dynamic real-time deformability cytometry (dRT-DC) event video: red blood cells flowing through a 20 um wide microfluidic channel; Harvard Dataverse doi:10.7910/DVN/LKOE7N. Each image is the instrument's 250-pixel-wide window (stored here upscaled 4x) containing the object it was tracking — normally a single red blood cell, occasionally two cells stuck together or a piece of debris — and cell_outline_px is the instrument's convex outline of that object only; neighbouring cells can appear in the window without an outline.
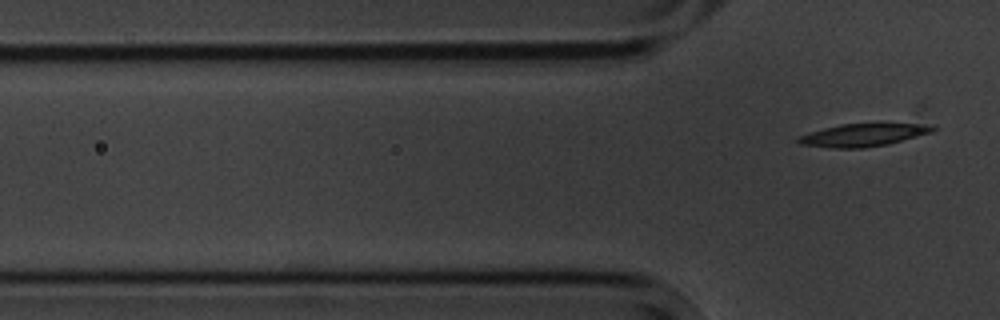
{"species": "common noctule bat (a hibernating species)", "species_latin": "Nyctalus noctula", "temperature_condition": "cold", "stored_images_in_passage": 7, "camera_frame_rate_fps": 3000, "um_per_image_px": 0.085, "animal": {"sex": "male", "body_mass_g": 20.1, "forearm_length_mm": 53.5}, "frame": {"image": 1, "passage_image": 7, "time_ms": 7.667, "image_size_px": [1000, 320], "cell_outline_px": [[940, 128], [932, 132], [888, 144], [864, 148], [832, 148], [800, 144], [796, 140], [800, 136], [808, 132], [824, 128], [844, 124], [916, 124]], "centroid_in_image_um": [73.33, 11.49], "position_along_channel_um": 52.5, "area_um2": 17.46}}